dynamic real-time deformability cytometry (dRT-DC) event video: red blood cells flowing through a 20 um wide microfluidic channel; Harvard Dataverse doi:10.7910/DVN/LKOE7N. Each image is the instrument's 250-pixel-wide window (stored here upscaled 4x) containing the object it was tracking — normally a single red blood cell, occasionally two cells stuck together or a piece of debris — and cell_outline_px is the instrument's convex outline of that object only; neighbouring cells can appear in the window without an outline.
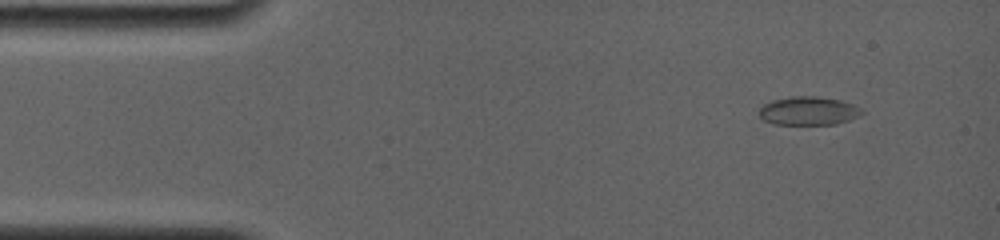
{"species": "common noctule bat (a hibernating species)", "species_latin": "Nyctalus noctula", "temperature_condition": "room temperature", "stored_images_in_passage": 25, "camera_frame_rate_fps": 4000, "um_per_image_px": 0.085, "animal": {"sex": "female", "body_mass_g": 19.0, "forearm_length_mm": 56.7}, "frame": {"image": 1, "passage_image": 2, "time_ms": 0.5, "image_size_px": [1000, 240], "cell_outline_px": [[864, 112], [848, 120], [836, 124], [772, 124], [764, 120], [760, 116], [760, 108], [764, 104], [772, 100], [792, 96], [816, 96], [840, 100], [852, 104]], "centroid_in_image_um": [68.68, 9.42], "position_along_channel_um": 16.3, "area_um2": 16.82}}
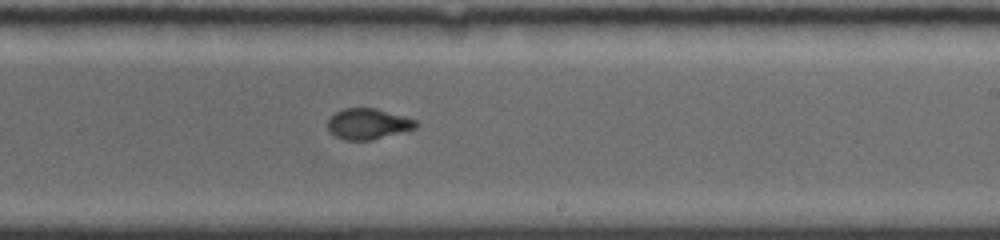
{"frame": {"image": 2, "passage_image": 12, "time_ms": 9.0, "image_size_px": [1000, 240], "cell_outline_px": [[416, 128], [372, 140], [344, 140], [336, 136], [328, 128], [328, 120], [336, 112], [344, 108], [376, 108], [416, 120]], "centroid_in_image_um": [31.27, 10.53], "position_along_channel_um": 257.7, "area_um2": 15.55}}
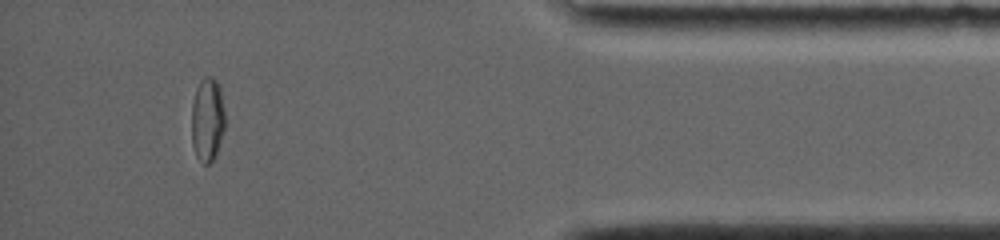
{"frame": {"image": 3, "passage_image": 22, "time_ms": 14.0, "image_size_px": [1000, 240], "cell_outline_px": [[224, 128], [216, 156], [208, 164], [204, 164], [196, 156], [192, 144], [192, 104], [196, 88], [200, 80], [204, 76], [212, 76], [220, 84], [224, 108]], "centroid_in_image_um": [17.63, 10.13], "position_along_channel_um": 417.6, "area_um2": 16.53}, "authors_computed_cell_mechanics": {"area_um2": 16.5886, "velocity_mm_per_s": 3.8387, "shape_relaxation_time_tau1_ms": null, "shape_relaxation_time_tau2_ms": 1.2041, "deformation_change_tau1": null, "deformation_change_tau2": 0.0494}}